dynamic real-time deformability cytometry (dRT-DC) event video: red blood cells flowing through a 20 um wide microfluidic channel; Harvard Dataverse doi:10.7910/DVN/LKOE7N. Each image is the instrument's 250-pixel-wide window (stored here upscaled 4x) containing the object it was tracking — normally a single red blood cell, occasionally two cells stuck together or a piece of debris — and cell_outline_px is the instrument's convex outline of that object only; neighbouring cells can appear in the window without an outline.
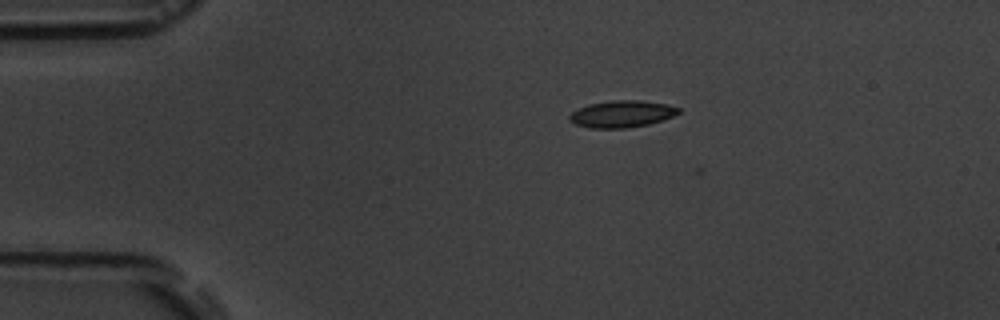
{"species": "common noctule bat (a hibernating species)", "species_latin": "Nyctalus noctula", "temperature_condition": "room temperature", "stored_images_in_passage": 14, "camera_frame_rate_fps": 3000, "um_per_image_px": 0.085, "animal": {"sex": "male", "body_mass_g": 19.5, "forearm_length_mm": 54.6}, "frame": {"image": 1, "passage_image": 1, "time_ms": 0.0, "image_size_px": [1000, 320], "cell_outline_px": [[680, 112], [672, 116], [648, 124], [628, 128], [588, 128], [576, 124], [568, 120], [568, 116], [572, 112], [588, 104], [612, 100], [640, 100], [668, 104], [680, 108]], "centroid_in_image_um": [52.84, 9.68], "position_along_channel_um": 32.2, "area_um2": 17.05}}
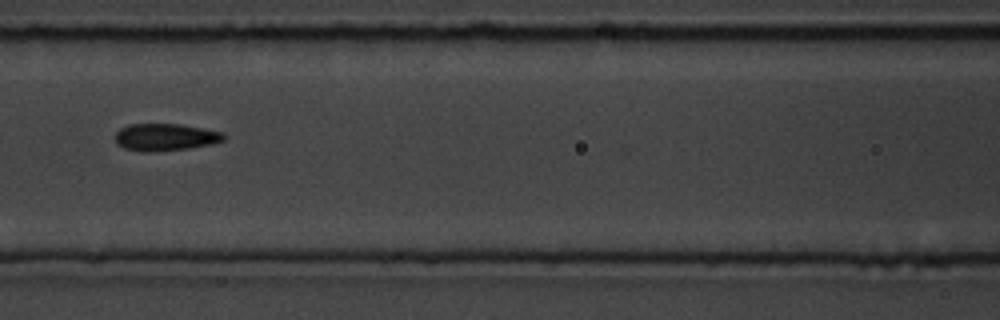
{"frame": {"image": 2, "passage_image": 5, "time_ms": 4.667, "image_size_px": [1000, 320], "cell_outline_px": [[228, 136], [224, 140], [212, 144], [188, 148], [148, 152], [144, 152], [124, 148], [116, 144], [116, 132], [120, 128], [128, 124], [180, 124], [224, 132]], "centroid_in_image_um": [14.07, 11.65], "position_along_channel_um": 152.5, "area_um2": 17.28}}
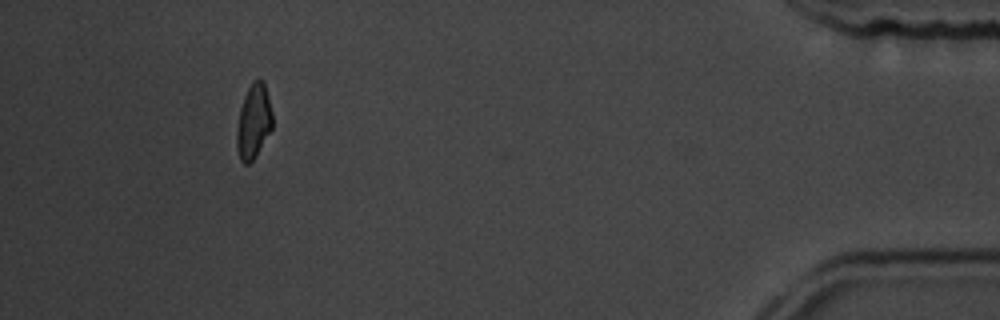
{"frame": {"image": 3, "passage_image": 13, "time_ms": 13.667, "image_size_px": [1000, 320], "cell_outline_px": [[272, 128], [256, 156], [248, 164], [244, 164], [240, 160], [236, 144], [236, 128], [240, 108], [244, 96], [252, 80], [264, 80], [272, 112]], "centroid_in_image_um": [21.54, 10.32], "position_along_channel_um": 413.7, "area_um2": 15.55}, "authors_computed_cell_mechanics": {"area_um2": 16.6753, "velocity_mm_per_s": 3.6218, "shape_relaxation_time_tau1_ms": 2.2631, "shape_relaxation_time_tau2_ms": 0.8402, "deformation_change_tau1": 0.1097, "deformation_change_tau2": 0.0459}}